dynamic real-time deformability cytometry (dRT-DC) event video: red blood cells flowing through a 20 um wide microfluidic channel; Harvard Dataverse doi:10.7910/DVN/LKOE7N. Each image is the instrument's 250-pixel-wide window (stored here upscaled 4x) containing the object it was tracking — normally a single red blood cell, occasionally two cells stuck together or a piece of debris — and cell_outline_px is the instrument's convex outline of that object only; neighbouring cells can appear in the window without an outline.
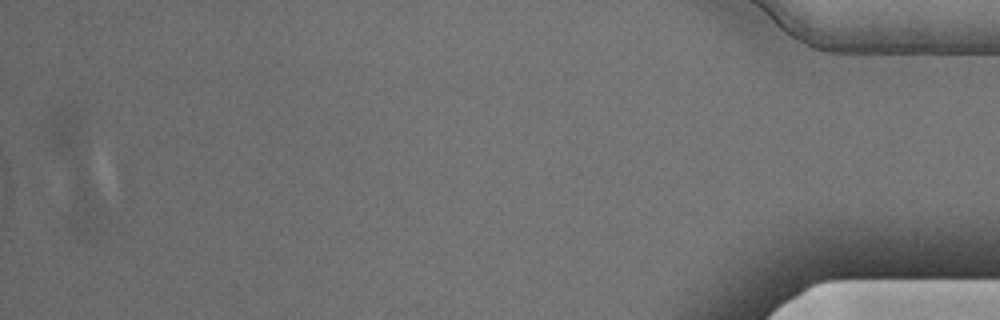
{"species": "Egyptian fruit bat (a non-hibernating species)", "species_latin": "Rousettus aegyptiacus", "temperature_condition": "cold", "stored_images_in_passage": 14, "segment_of_instrument_passage": [2, 2], "camera_frame_rate_fps": 3000, "um_per_image_px": 0.085, "animal": {"sex": "male"}, "frame": {"image": 1, "passage_image": 14, "time_ms": 4.333, "image_size_px": [1000, 320], "cell_outline_px": [[104, 232], [92, 244], [84, 244], [68, 228], [48, 136], [48, 124], [52, 112], [56, 108], [72, 100], [80, 112], [104, 216]], "centroid_in_image_um": [6.43, 14.77], "position_along_channel_um": 428.8, "area_um2": 35.14}}